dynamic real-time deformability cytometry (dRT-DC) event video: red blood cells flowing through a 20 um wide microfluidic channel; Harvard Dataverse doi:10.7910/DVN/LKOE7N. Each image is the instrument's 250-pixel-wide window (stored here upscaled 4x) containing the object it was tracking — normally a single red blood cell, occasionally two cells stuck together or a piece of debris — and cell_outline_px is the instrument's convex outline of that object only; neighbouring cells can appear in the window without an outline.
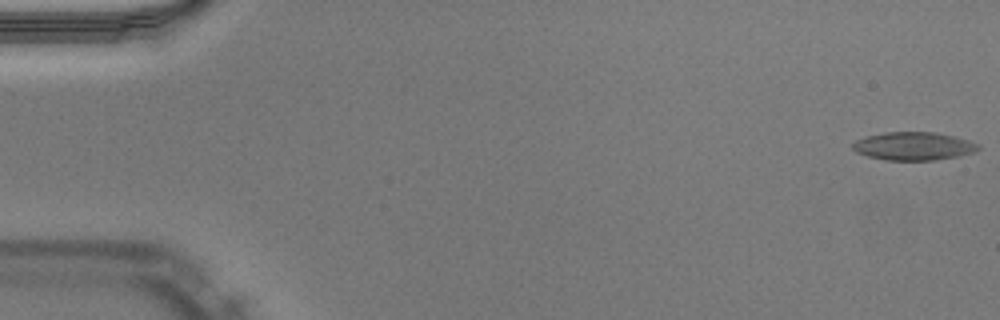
{"species": "Egyptian fruit bat (a non-hibernating species)", "species_latin": "Rousettus aegyptiacus", "temperature_condition": "warm", "stored_images_in_passage": 51, "camera_frame_rate_fps": 3000, "um_per_image_px": 0.085, "animal": {"sex": "male"}, "frame": {"image": 1, "passage_image": 1, "time_ms": 0.0, "image_size_px": [1000, 320], "cell_outline_px": [[980, 148], [976, 152], [960, 156], [936, 160], [888, 160], [868, 156], [856, 152], [852, 148], [852, 144], [856, 140], [868, 136], [884, 132], [936, 132], [968, 140], [980, 144]], "centroid_in_image_um": [77.69, 12.42], "position_along_channel_um": 7.3, "area_um2": 20.63}}
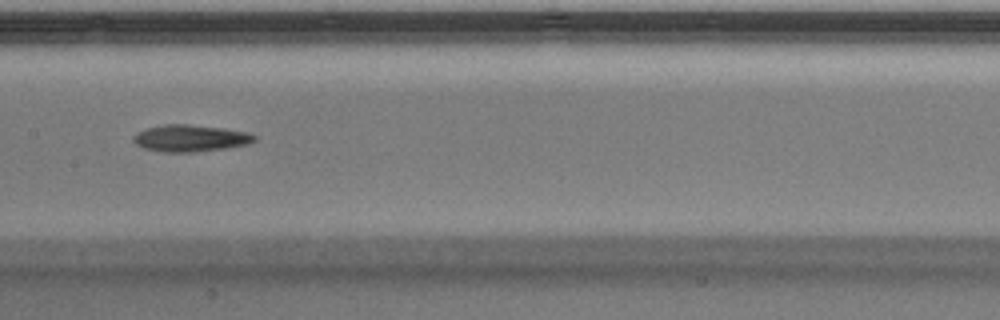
{"frame": {"image": 2, "passage_image": 26, "time_ms": 8.333, "image_size_px": [1000, 320], "cell_outline_px": [[256, 140], [248, 144], [224, 148], [192, 152], [164, 152], [144, 148], [136, 144], [132, 140], [132, 136], [136, 132], [148, 128], [164, 124], [188, 124], [224, 128], [244, 132], [256, 136]], "centroid_in_image_um": [16.13, 11.74], "position_along_channel_um": 191.3, "area_um2": 18.79}}
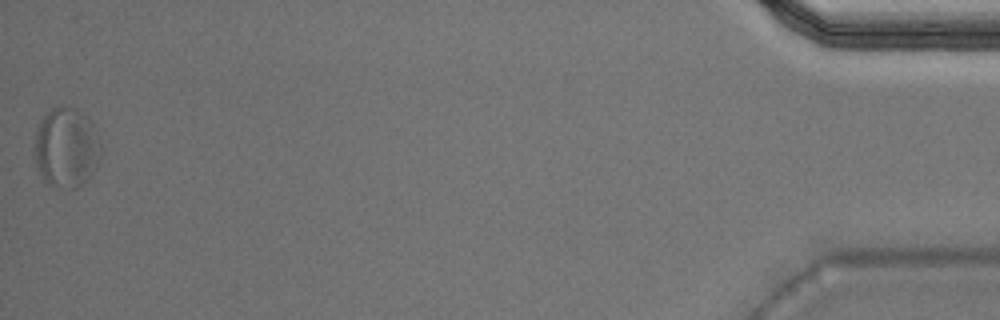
{"frame": {"image": 3, "passage_image": 51, "time_ms": 16.667, "image_size_px": [1000, 320], "cell_outline_px": [[100, 156], [96, 168], [88, 180], [76, 188], [56, 188], [44, 180], [40, 172], [36, 160], [36, 128], [44, 116], [52, 108], [76, 108], [88, 116], [96, 132], [100, 144]], "centroid_in_image_um": [5.67, 12.57], "position_along_channel_um": 429.5, "area_um2": 30.58}}